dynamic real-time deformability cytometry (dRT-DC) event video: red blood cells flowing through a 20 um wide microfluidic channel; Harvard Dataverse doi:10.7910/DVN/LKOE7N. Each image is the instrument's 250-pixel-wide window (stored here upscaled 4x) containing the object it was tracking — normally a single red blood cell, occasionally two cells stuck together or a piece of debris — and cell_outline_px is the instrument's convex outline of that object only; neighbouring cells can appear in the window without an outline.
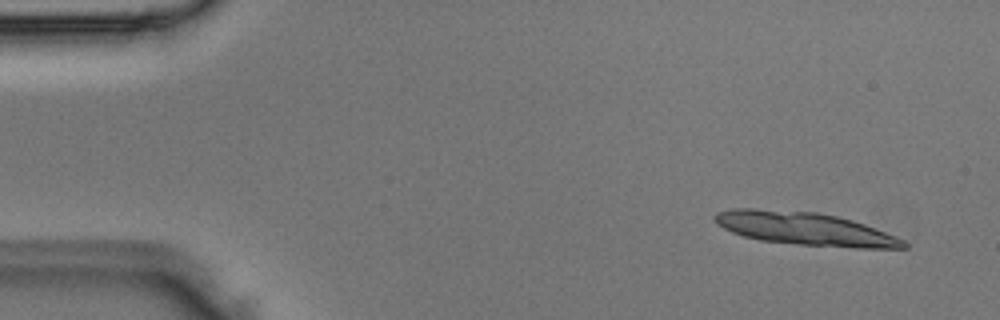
{"species": "Egyptian fruit bat (a non-hibernating species)", "species_latin": "Rousettus aegyptiacus", "temperature_condition": "room temperature", "stored_images_in_passage": 5, "camera_frame_rate_fps": 3000, "um_per_image_px": 0.085, "animal": {"sex": "male"}, "frame": {"image": 1, "passage_image": 1, "time_ms": 0.0, "image_size_px": [1000, 320], "cell_outline_px": [[908, 248], [856, 248], [800, 244], [760, 240], [744, 236], [732, 232], [716, 224], [712, 220], [712, 216], [716, 212], [732, 208], [752, 208], [816, 212], [836, 216], [852, 220], [864, 224], [896, 236], [904, 240], [908, 244]], "centroid_in_image_um": [68.38, 19.43], "position_along_channel_um": 16.6, "area_um2": 36.3}}